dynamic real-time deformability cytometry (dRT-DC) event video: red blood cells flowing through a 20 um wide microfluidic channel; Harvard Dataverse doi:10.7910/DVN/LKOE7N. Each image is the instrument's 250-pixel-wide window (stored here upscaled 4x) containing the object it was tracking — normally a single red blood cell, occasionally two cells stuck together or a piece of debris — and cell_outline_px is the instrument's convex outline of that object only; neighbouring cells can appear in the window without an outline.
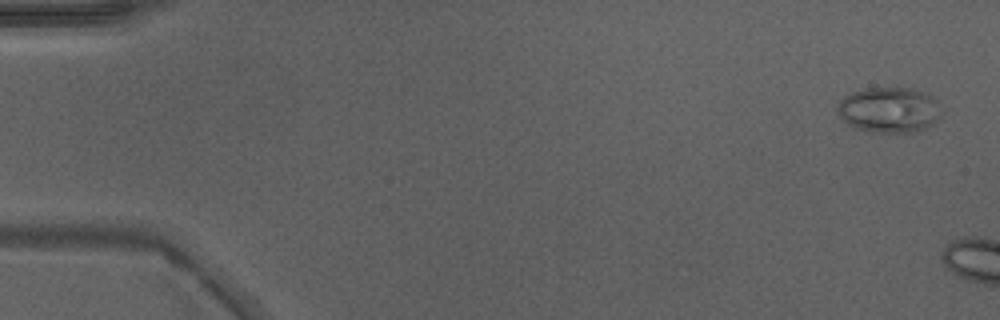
{"species": "Egyptian fruit bat (a non-hibernating species)", "species_latin": "Rousettus aegyptiacus", "temperature_condition": "warm", "stored_images_in_passage": 5, "camera_frame_rate_fps": 3000, "um_per_image_px": 0.085, "animal": {"sex": "male"}, "frame": {"image": 1, "passage_image": 1, "time_ms": 0.0, "image_size_px": [1000, 320], "cell_outline_px": [[940, 116], [932, 124], [916, 132], [872, 132], [856, 128], [848, 124], [840, 116], [836, 108], [836, 104], [844, 96], [852, 92], [868, 88], [912, 88], [932, 96], [936, 100]], "centroid_in_image_um": [75.54, 9.34], "position_along_channel_um": 9.5, "area_um2": 27.34}}